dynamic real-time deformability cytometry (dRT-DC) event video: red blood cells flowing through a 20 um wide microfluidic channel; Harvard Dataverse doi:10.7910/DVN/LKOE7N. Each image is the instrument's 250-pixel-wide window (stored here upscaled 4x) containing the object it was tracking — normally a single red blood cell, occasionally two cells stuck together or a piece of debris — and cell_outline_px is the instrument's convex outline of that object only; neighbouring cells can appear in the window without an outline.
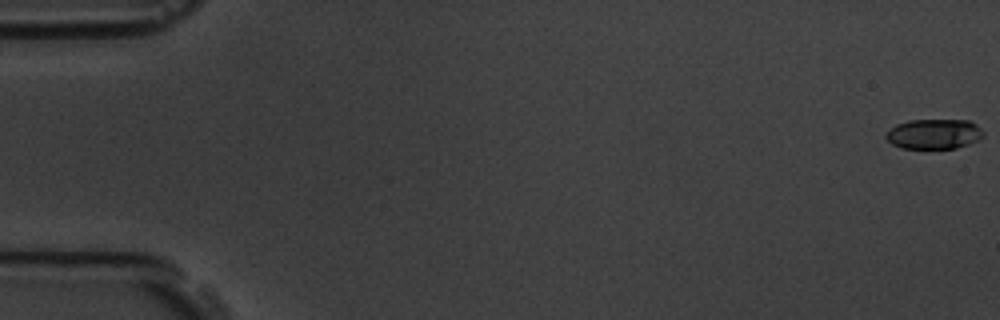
{"species": "common noctule bat (a hibernating species)", "species_latin": "Nyctalus noctula", "temperature_condition": "room temperature", "stored_images_in_passage": 59, "camera_frame_rate_fps": 3000, "um_per_image_px": 0.085, "animal": {"sex": "male", "body_mass_g": 19.5, "forearm_length_mm": 54.6}, "frame": {"image": 1, "passage_image": 1, "time_ms": 0.0, "image_size_px": [1000, 320], "cell_outline_px": [[984, 136], [968, 144], [956, 148], [900, 148], [892, 144], [884, 136], [888, 128], [896, 124], [908, 120], [968, 120], [976, 124], [984, 132]], "centroid_in_image_um": [79.35, 11.38], "position_along_channel_um": 5.6, "area_um2": 17.11}}
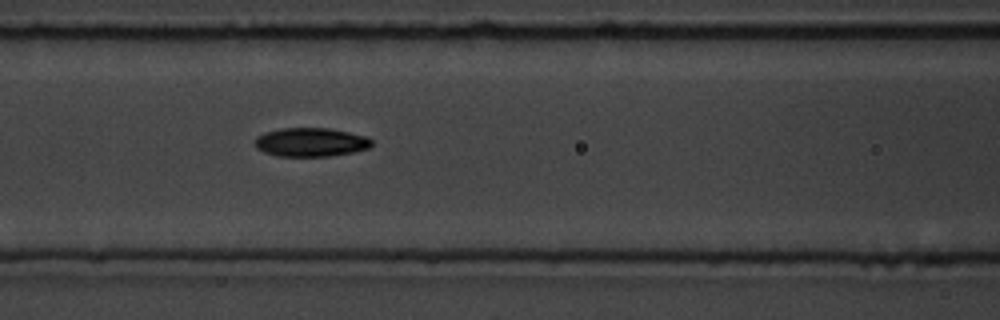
{"frame": {"image": 2, "passage_image": 26, "time_ms": 8.333, "image_size_px": [1000, 320], "cell_outline_px": [[372, 144], [368, 148], [352, 152], [328, 156], [276, 156], [264, 152], [256, 148], [256, 136], [264, 132], [280, 128], [328, 128], [368, 136], [372, 140]], "centroid_in_image_um": [26.4, 12.08], "position_along_channel_um": 140.2, "area_um2": 19.59}}
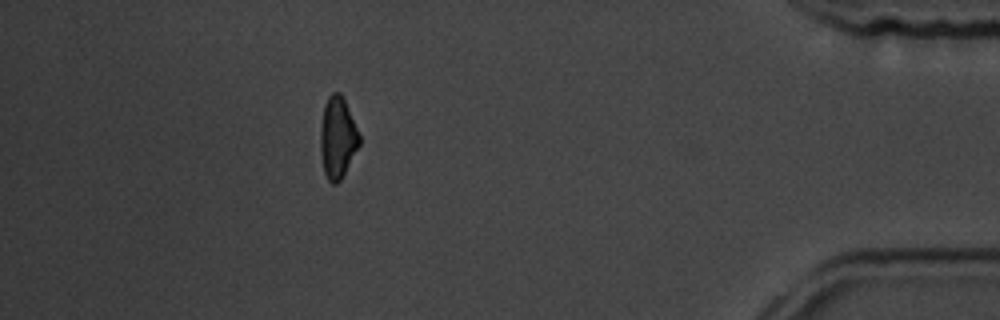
{"frame": {"image": 3, "passage_image": 53, "time_ms": 17.333, "image_size_px": [1000, 320], "cell_outline_px": [[360, 144], [340, 180], [336, 184], [332, 184], [328, 180], [324, 172], [320, 148], [320, 132], [324, 104], [328, 96], [332, 92], [340, 92], [344, 100], [360, 136]], "centroid_in_image_um": [28.68, 11.7], "position_along_channel_um": 406.5, "area_um2": 18.21}, "authors_computed_cell_mechanics": {"area_um2": 18.5538, "velocity_mm_per_s": 3.5228, "shape_relaxation_time_tau1_ms": 6.1776, "shape_relaxation_time_tau2_ms": 6.2608, "deformation_change_tau1": 0.1618, "deformation_change_tau2": 0.1172}}